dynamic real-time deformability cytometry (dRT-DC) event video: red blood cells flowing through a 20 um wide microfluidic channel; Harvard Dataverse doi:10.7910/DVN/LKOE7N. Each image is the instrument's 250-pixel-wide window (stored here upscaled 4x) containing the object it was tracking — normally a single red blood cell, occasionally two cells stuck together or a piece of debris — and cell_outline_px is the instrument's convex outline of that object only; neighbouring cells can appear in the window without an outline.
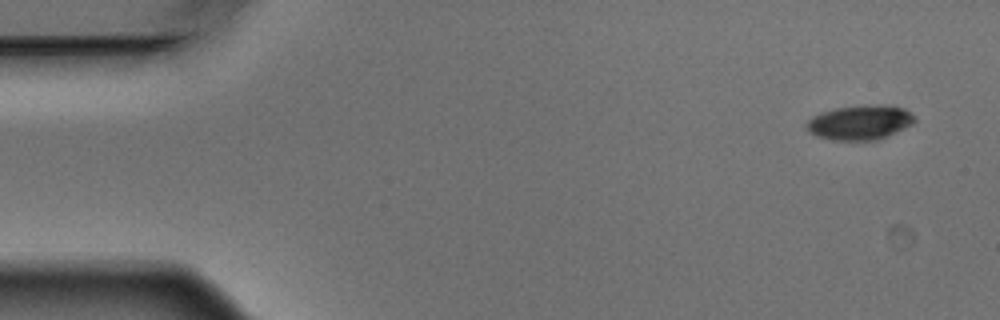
{"species": "Egyptian fruit bat (a non-hibernating species)", "species_latin": "Rousettus aegyptiacus", "temperature_condition": "warm", "stored_images_in_passage": 5, "camera_frame_rate_fps": 3000, "um_per_image_px": 0.085, "animal": {"sex": "male"}, "frame": {"image": 1, "passage_image": 1, "time_ms": 0.0, "image_size_px": [1000, 320], "cell_outline_px": [[916, 120], [912, 124], [880, 140], [832, 140], [816, 136], [804, 124], [812, 116], [820, 112], [836, 108], [864, 104], [888, 104], [904, 108], [912, 112], [916, 116]], "centroid_in_image_um": [73.14, 10.38], "position_along_channel_um": 11.9, "area_um2": 22.2}}
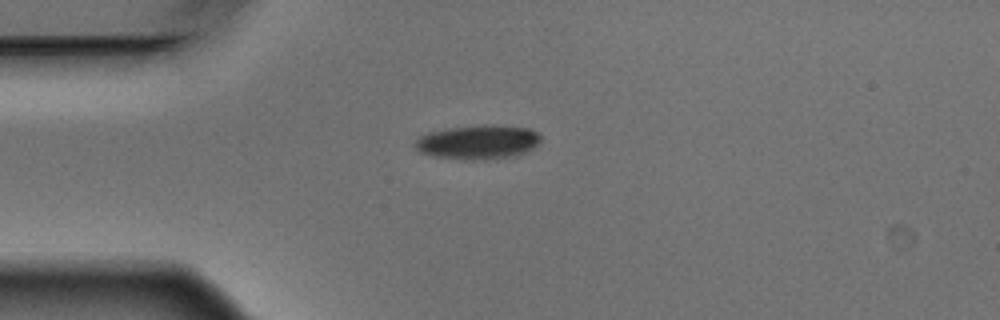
{"frame": {"image": 2, "passage_image": 4, "time_ms": 1.0, "image_size_px": [1000, 320], "cell_outline_px": [[540, 140], [532, 148], [516, 156], [472, 160], [436, 156], [420, 152], [416, 148], [416, 140], [420, 136], [428, 132], [448, 128], [484, 124], [528, 128], [536, 132], [540, 136]], "centroid_in_image_um": [40.62, 12.06], "position_along_channel_um": 44.4, "area_um2": 24.62}}